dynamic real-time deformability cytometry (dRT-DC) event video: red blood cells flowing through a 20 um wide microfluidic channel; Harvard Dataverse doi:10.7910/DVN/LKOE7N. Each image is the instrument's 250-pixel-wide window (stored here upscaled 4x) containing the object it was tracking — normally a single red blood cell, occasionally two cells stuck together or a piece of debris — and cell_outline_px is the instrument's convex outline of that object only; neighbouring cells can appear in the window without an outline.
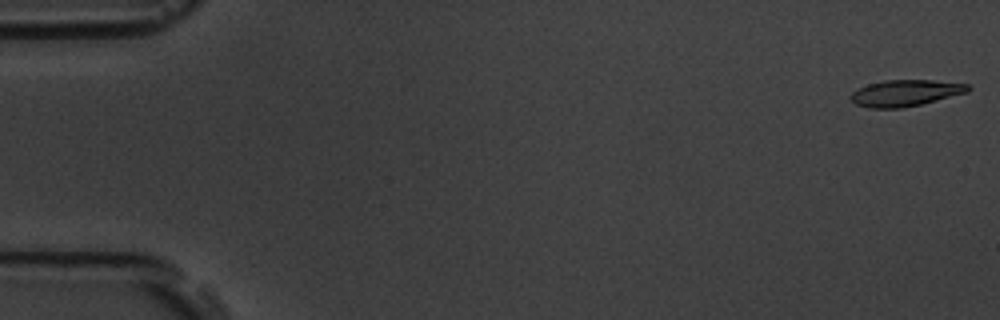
{"species": "common noctule bat (a hibernating species)", "species_latin": "Nyctalus noctula", "temperature_condition": "room temperature", "stored_images_in_passage": 56, "camera_frame_rate_fps": 3000, "um_per_image_px": 0.085, "animal": {"sex": "male", "body_mass_g": 19.5, "forearm_length_mm": 54.6}, "frame": {"image": 1, "passage_image": 1, "time_ms": 0.0, "image_size_px": [1000, 320], "cell_outline_px": [[972, 88], [968, 92], [920, 104], [900, 108], [868, 108], [856, 104], [848, 96], [856, 88], [868, 84], [884, 80], [932, 80], [968, 84]], "centroid_in_image_um": [76.92, 7.9], "position_along_channel_um": 8.1, "area_um2": 18.03}}
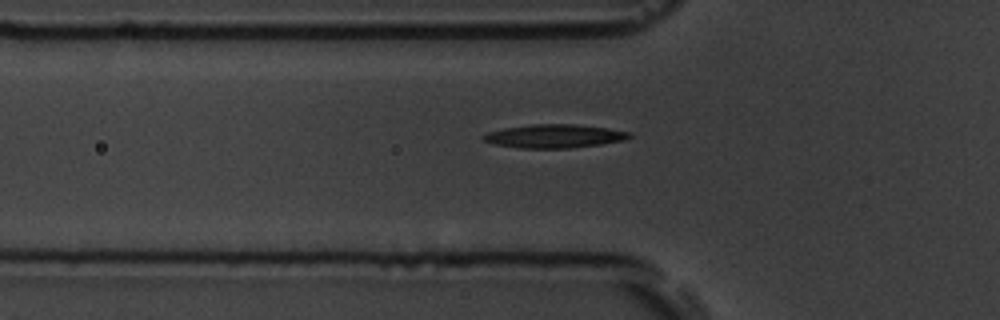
{"frame": {"image": 2, "passage_image": 19, "time_ms": 6.0, "image_size_px": [1000, 320], "cell_outline_px": [[632, 136], [624, 140], [600, 144], [568, 148], [520, 148], [492, 144], [484, 140], [480, 136], [488, 132], [504, 128], [532, 124], [572, 124], [608, 128], [632, 132]], "centroid_in_image_um": [47.1, 11.57], "position_along_channel_um": 78.7, "area_um2": 20.0}}
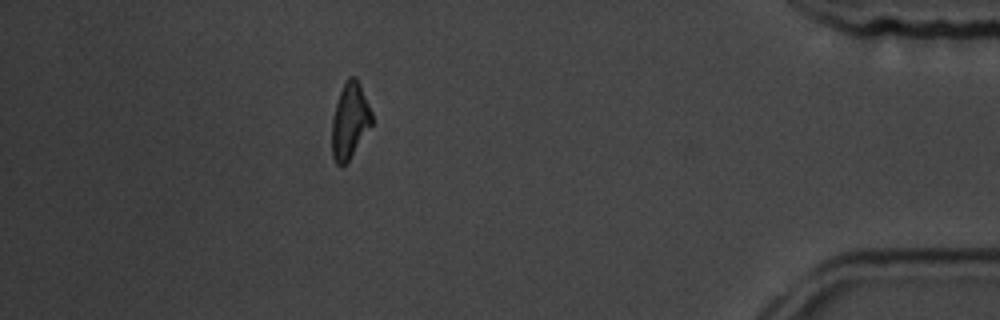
{"frame": {"image": 3, "passage_image": 50, "time_ms": 16.333, "image_size_px": [1000, 320], "cell_outline_px": [[372, 124], [348, 160], [340, 168], [336, 164], [332, 156], [332, 116], [340, 92], [348, 76], [356, 76], [360, 84], [372, 112]], "centroid_in_image_um": [29.72, 10.26], "position_along_channel_um": 405.5, "area_um2": 17.46}, "authors_computed_cell_mechanics": {"area_um2": 19.0162, "velocity_mm_per_s": 3.6267, "shape_relaxation_time_tau1_ms": 8.4476, "shape_relaxation_time_tau2_ms": 7.5758, "deformation_change_tau1": 0.2262, "deformation_change_tau2": 0.2119}}